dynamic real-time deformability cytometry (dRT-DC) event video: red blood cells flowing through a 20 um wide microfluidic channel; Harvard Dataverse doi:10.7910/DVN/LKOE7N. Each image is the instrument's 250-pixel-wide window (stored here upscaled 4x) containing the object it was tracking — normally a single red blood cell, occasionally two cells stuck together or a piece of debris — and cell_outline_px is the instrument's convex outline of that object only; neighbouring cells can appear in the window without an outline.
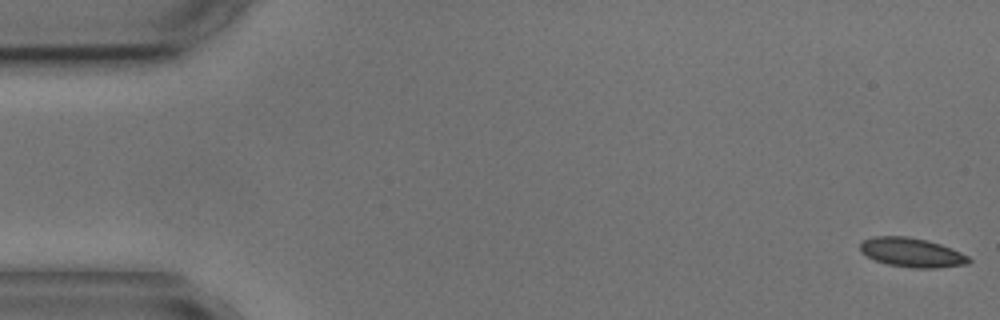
{"species": "common noctule bat (a hibernating species)", "species_latin": "Nyctalus noctula", "temperature_condition": "cold", "stored_images_in_passage": 3, "camera_frame_rate_fps": 3000, "um_per_image_px": 0.085, "animal": {"sex": "male", "body_mass_g": 17.9, "forearm_length_mm": 54.2}, "frame": {"image": 1, "passage_image": 1, "time_ms": 0.0, "image_size_px": [1000, 320], "cell_outline_px": [[972, 260], [968, 264], [936, 268], [912, 268], [888, 264], [876, 260], [860, 252], [860, 240], [872, 236], [908, 236], [928, 240], [952, 248], [968, 256]], "centroid_in_image_um": [77.49, 21.45], "position_along_channel_um": 7.5, "area_um2": 18.67}}